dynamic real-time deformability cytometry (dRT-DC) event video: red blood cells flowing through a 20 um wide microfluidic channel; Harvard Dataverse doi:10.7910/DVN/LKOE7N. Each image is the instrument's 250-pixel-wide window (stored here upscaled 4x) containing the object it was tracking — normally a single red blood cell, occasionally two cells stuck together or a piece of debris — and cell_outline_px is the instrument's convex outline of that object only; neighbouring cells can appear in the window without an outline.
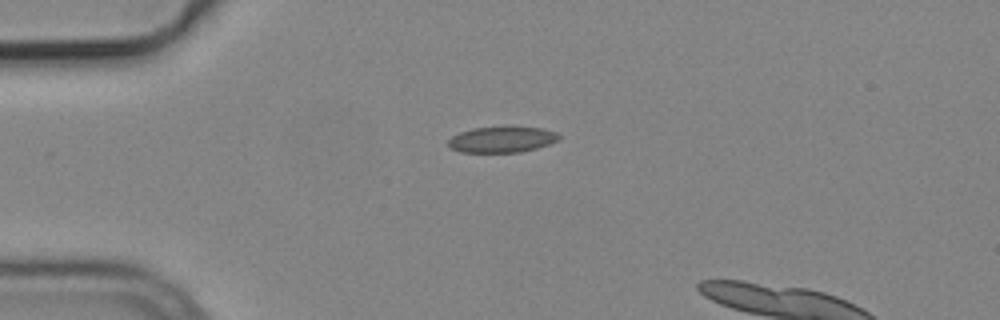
{"species": "common noctule bat (a hibernating species)", "species_latin": "Nyctalus noctula", "temperature_condition": "cold", "stored_images_in_passage": 4, "camera_frame_rate_fps": 3000, "um_per_image_px": 0.085, "animal": {"sex": "male", "body_mass_g": 19.2, "forearm_length_mm": 51.8}, "frame": {"image": 1, "passage_image": 1, "time_ms": 0.0, "image_size_px": [1000, 320], "cell_outline_px": [[560, 140], [536, 148], [520, 152], [460, 152], [452, 148], [448, 144], [448, 140], [452, 136], [460, 132], [472, 128], [504, 124], [508, 124], [544, 128], [556, 132], [560, 136]], "centroid_in_image_um": [42.7, 11.8], "position_along_channel_um": 42.3, "area_um2": 17.46}}